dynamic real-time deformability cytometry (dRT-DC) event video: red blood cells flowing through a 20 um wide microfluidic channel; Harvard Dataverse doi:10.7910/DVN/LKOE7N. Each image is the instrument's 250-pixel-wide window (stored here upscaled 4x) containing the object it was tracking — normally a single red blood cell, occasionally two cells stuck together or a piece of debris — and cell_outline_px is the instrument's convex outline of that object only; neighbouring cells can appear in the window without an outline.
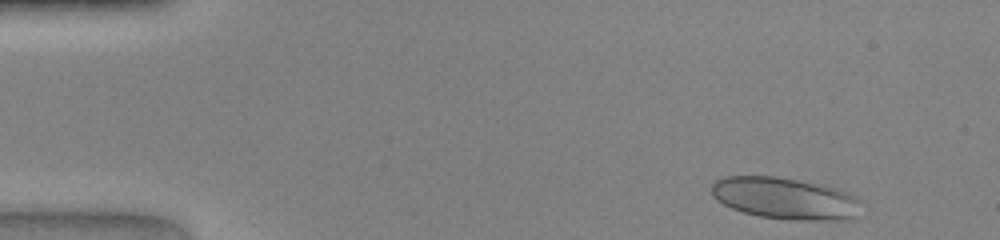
{"species": "human", "species_latin": "Homo sapiens", "temperature_condition": "warm", "stored_images_in_passage": 44, "camera_frame_rate_fps": 3000, "um_per_image_px": 0.085, "donor": {"sex": "female"}, "frame": {"image": 1, "passage_image": 2, "time_ms": 0.333, "image_size_px": [1000, 240], "cell_outline_px": [[860, 200], [852, 220], [788, 220], [760, 216], [744, 212], [732, 208], [716, 200], [712, 196], [712, 184], [716, 180], [724, 176], [776, 176], [836, 188], [856, 196]], "centroid_in_image_um": [66.69, 16.86], "position_along_channel_um": 18.3, "area_um2": 36.18}}
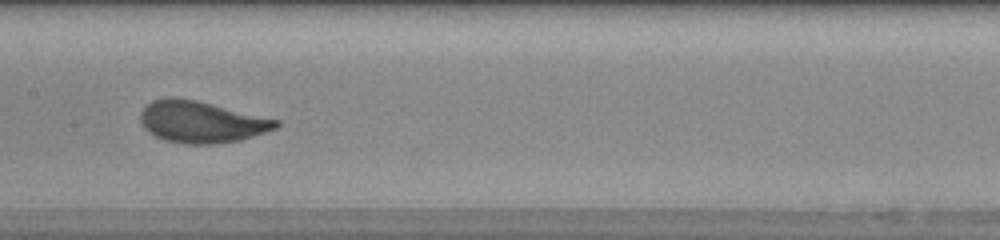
{"frame": {"image": 2, "passage_image": 21, "time_ms": 6.667, "image_size_px": [1000, 240], "cell_outline_px": [[280, 124], [276, 128], [240, 140], [216, 144], [184, 144], [164, 140], [148, 132], [144, 128], [140, 120], [140, 112], [152, 100], [172, 96], [196, 100], [280, 120]], "centroid_in_image_um": [17.09, 10.36], "position_along_channel_um": 190.3, "area_um2": 32.89}}
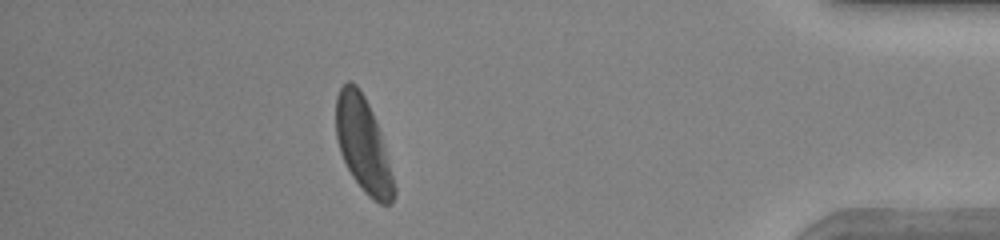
{"frame": {"image": 3, "passage_image": 39, "time_ms": 12.667, "image_size_px": [1000, 240], "cell_outline_px": [[396, 192], [392, 204], [380, 204], [372, 200], [364, 192], [352, 176], [340, 152], [336, 136], [336, 96], [340, 88], [348, 80], [352, 80], [356, 84], [364, 96], [376, 120], [380, 132], [396, 188]], "centroid_in_image_um": [30.86, 12.32], "position_along_channel_um": 404.3, "area_um2": 31.85}}